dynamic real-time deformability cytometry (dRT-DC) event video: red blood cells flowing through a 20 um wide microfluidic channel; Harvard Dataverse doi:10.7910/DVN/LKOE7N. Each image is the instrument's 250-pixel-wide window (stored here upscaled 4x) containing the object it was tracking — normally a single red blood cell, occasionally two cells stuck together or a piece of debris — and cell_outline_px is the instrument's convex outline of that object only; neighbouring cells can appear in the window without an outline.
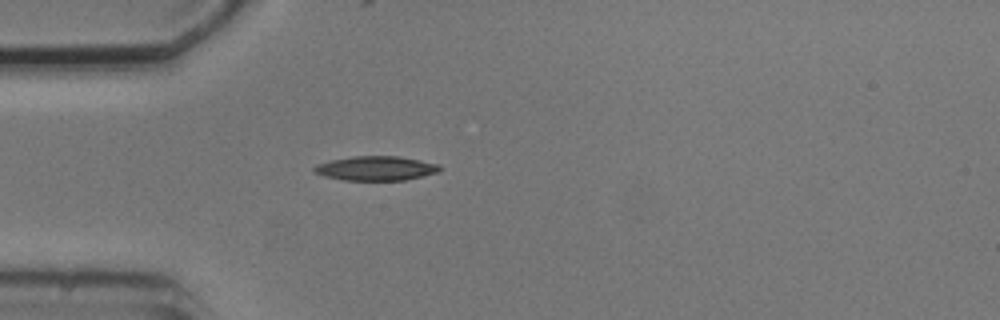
{"species": "common noctule bat (a hibernating species)", "species_latin": "Nyctalus noctula", "temperature_condition": "cold", "stored_images_in_passage": 2, "camera_frame_rate_fps": 3000, "um_per_image_px": 0.085, "animal": {"sex": "male", "body_mass_g": 20.5, "forearm_length_mm": 52.5}, "frame": {"image": 1, "passage_image": 1, "time_ms": 0.0, "image_size_px": [1000, 320], "cell_outline_px": [[440, 172], [424, 176], [404, 180], [344, 180], [324, 176], [312, 172], [312, 168], [316, 164], [332, 160], [352, 156], [400, 156], [440, 164]], "centroid_in_image_um": [31.96, 14.3], "position_along_channel_um": 53.0, "area_um2": 17.98}}